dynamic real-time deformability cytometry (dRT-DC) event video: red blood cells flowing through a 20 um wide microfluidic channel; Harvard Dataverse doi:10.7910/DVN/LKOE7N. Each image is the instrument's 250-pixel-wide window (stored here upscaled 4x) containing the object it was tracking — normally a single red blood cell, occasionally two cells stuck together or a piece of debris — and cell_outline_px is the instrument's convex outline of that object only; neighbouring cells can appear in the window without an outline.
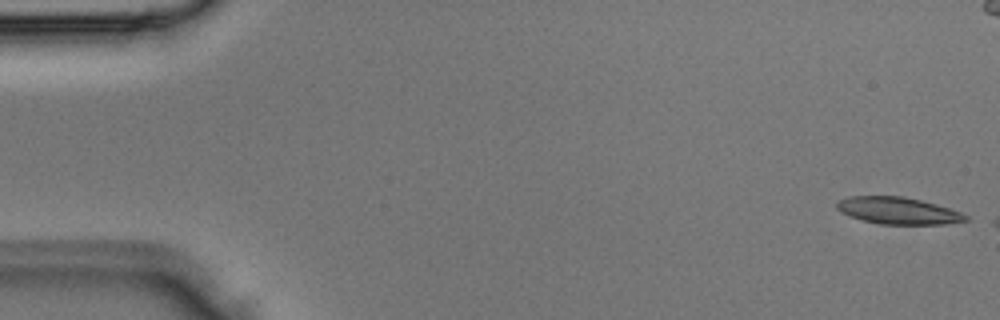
{"species": "Egyptian fruit bat (a non-hibernating species)", "species_latin": "Rousettus aegyptiacus", "temperature_condition": "room temperature", "stored_images_in_passage": 3, "segment_of_instrument_passage": [2, 2], "camera_frame_rate_fps": 3000, "um_per_image_px": 0.085, "animal": {"sex": "male"}, "frame": {"image": 1, "passage_image": 3, "time_ms": 0.667, "image_size_px": [1000, 320], "cell_outline_px": [[968, 220], [948, 224], [880, 224], [848, 216], [840, 212], [836, 208], [836, 200], [848, 196], [904, 196], [936, 204], [960, 212], [968, 216]], "centroid_in_image_um": [76.29, 17.9], "position_along_channel_um": 8.7, "area_um2": 20.29}}